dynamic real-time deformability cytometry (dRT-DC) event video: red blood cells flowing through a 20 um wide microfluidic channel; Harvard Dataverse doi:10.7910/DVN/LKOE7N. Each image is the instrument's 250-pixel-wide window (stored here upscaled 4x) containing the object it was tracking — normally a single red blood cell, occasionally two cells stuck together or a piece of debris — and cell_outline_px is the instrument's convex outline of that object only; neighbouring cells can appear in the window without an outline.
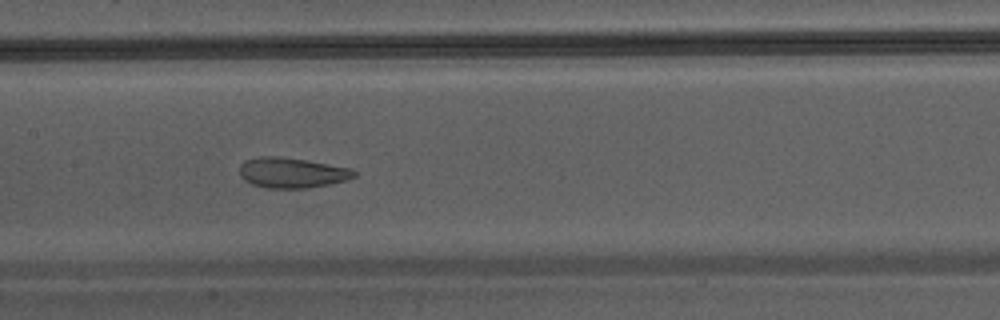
{"species": "Egyptian fruit bat (a non-hibernating species)", "species_latin": "Rousettus aegyptiacus", "temperature_condition": "warm", "stored_images_in_passage": 41, "camera_frame_rate_fps": 3000, "um_per_image_px": 0.085, "animal": {"sex": "male"}, "frame": {"image": 1, "passage_image": 18, "time_ms": 5.667, "image_size_px": [1000, 320], "cell_outline_px": [[356, 176], [344, 180], [328, 184], [304, 188], [264, 188], [252, 184], [244, 180], [240, 176], [240, 164], [244, 160], [260, 156], [276, 156], [304, 160], [352, 168], [356, 172]], "centroid_in_image_um": [24.76, 14.68], "position_along_channel_um": 182.6, "area_um2": 20.11}}
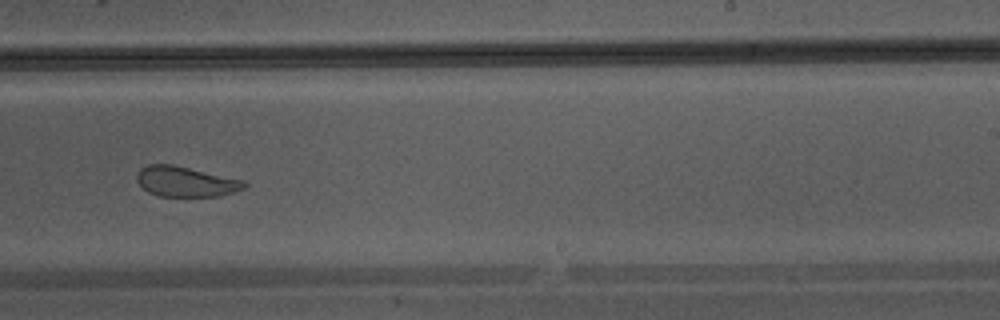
{"frame": {"image": 2, "passage_image": 24, "time_ms": 7.667, "image_size_px": [1000, 320], "cell_outline_px": [[248, 184], [244, 188], [232, 192], [216, 196], [160, 196], [148, 192], [136, 180], [136, 172], [140, 168], [148, 164], [172, 164], [244, 180]], "centroid_in_image_um": [15.75, 15.42], "position_along_channel_um": 273.2, "area_um2": 18.84}}